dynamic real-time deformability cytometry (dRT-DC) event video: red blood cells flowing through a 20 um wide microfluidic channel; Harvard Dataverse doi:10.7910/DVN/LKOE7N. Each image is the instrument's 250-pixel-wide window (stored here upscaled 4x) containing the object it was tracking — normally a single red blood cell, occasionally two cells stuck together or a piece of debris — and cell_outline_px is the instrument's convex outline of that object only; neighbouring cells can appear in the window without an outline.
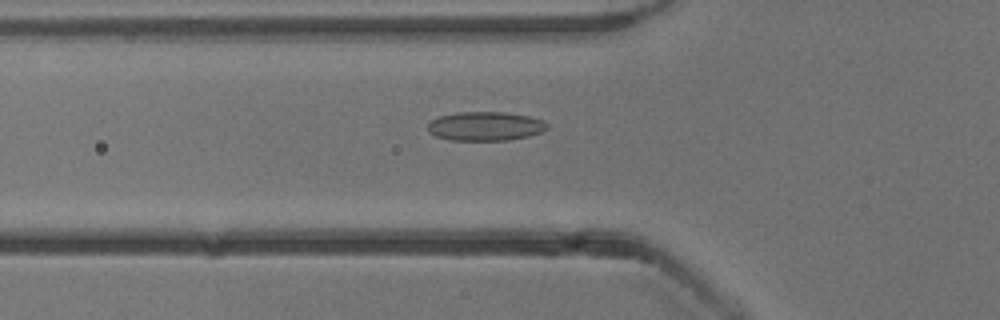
{"species": "common noctule bat (a hibernating species)", "species_latin": "Nyctalus noctula", "temperature_condition": "cold", "stored_images_in_passage": 54, "camera_frame_rate_fps": 3000, "um_per_image_px": 0.085, "animal": {"sex": "male", "body_mass_g": 13.3}, "frame": {"image": 1, "passage_image": 19, "time_ms": 6.0, "image_size_px": [1000, 320], "cell_outline_px": [[548, 128], [544, 132], [528, 136], [508, 140], [448, 140], [436, 136], [428, 132], [428, 124], [432, 120], [440, 116], [456, 112], [504, 112], [528, 116], [544, 120], [548, 124]], "centroid_in_image_um": [41.27, 10.73], "position_along_channel_um": 84.5, "area_um2": 20.29}}
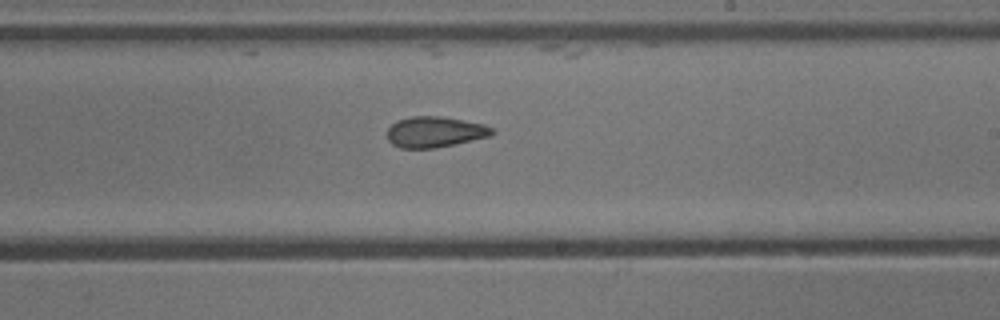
{"frame": {"image": 2, "passage_image": 32, "time_ms": 10.333, "image_size_px": [1000, 320], "cell_outline_px": [[496, 132], [488, 136], [456, 144], [436, 148], [400, 148], [392, 144], [388, 140], [388, 128], [396, 120], [412, 116], [444, 116], [484, 124], [492, 128]], "centroid_in_image_um": [36.95, 11.21], "position_along_channel_um": 252.0, "area_um2": 18.9}}
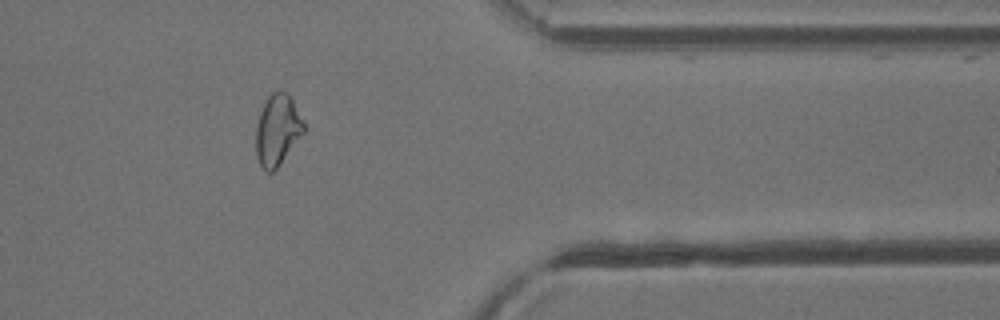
{"frame": {"image": 3, "passage_image": 44, "time_ms": 14.333, "image_size_px": [1000, 320], "cell_outline_px": [[304, 132], [276, 168], [272, 172], [264, 172], [256, 156], [256, 124], [260, 112], [268, 96], [272, 92], [288, 92], [304, 124]], "centroid_in_image_um": [23.55, 11.06], "position_along_channel_um": 387.8, "area_um2": 19.42}, "authors_computed_cell_mechanics": {"area_um2": 20.1722, "velocity_mm_per_s": 3.842, "shape_relaxation_time_tau1_ms": null, "shape_relaxation_time_tau2_ms": 4.3459, "deformation_change_tau1": null, "deformation_change_tau2": 0.094}}